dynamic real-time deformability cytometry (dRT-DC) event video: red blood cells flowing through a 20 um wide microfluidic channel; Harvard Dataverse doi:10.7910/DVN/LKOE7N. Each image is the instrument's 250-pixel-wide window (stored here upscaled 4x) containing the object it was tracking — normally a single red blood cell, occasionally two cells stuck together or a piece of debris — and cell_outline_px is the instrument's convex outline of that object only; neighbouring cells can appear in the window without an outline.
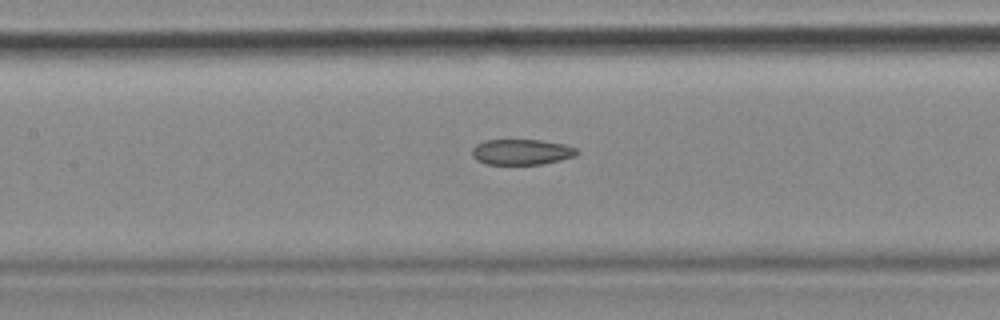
{"species": "common noctule bat (a hibernating species)", "species_latin": "Nyctalus noctula", "temperature_condition": "cold", "stored_images_in_passage": 56, "camera_frame_rate_fps": 3000, "um_per_image_px": 0.085, "animal": {"sex": "female", "body_mass_g": 18.4}, "frame": {"image": 1, "passage_image": 25, "time_ms": 8.0, "image_size_px": [1000, 320], "cell_outline_px": [[580, 152], [576, 156], [544, 164], [488, 164], [476, 160], [472, 156], [472, 148], [476, 144], [484, 140], [540, 140], [564, 144], [576, 148]], "centroid_in_image_um": [44.34, 12.91], "position_along_channel_um": 163.1, "area_um2": 15.72}, "authors_computed_cell_mechanics": {"area_um2": 17.2244, "velocity_mm_per_s": 3.5822, "shape_relaxation_time_tau1_ms": null, "shape_relaxation_time_tau2_ms": 4.3295, "deformation_change_tau1": null, "deformation_change_tau2": 0.1116}}